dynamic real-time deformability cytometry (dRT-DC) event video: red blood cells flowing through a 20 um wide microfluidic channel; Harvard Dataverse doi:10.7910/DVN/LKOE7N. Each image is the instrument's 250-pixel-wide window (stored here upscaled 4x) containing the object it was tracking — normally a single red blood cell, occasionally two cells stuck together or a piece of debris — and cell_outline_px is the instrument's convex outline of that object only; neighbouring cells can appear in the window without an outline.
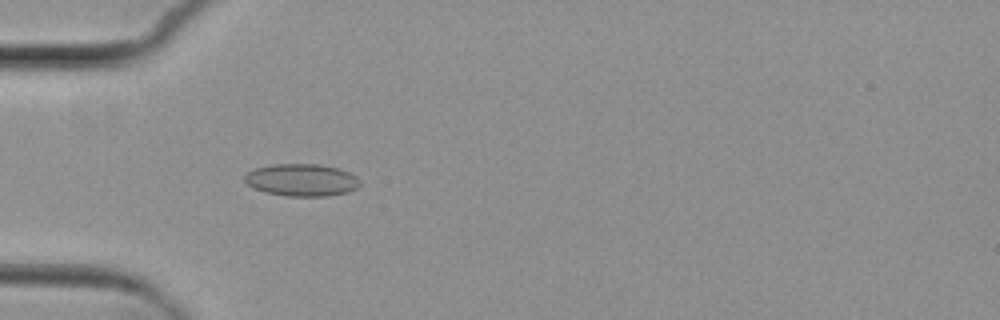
{"species": "common noctule bat (a hibernating species)", "species_latin": "Nyctalus noctula", "temperature_condition": "cold", "stored_images_in_passage": 4, "camera_frame_rate_fps": 3000, "um_per_image_px": 0.085, "animal": {"sex": "female", "body_mass_g": 29.2, "forearm_length_mm": 56.3}, "frame": {"image": 1, "passage_image": 4, "time_ms": 3.667, "image_size_px": [1000, 320], "cell_outline_px": [[360, 184], [356, 188], [348, 192], [328, 196], [288, 196], [264, 192], [252, 188], [244, 180], [244, 176], [248, 172], [256, 168], [272, 164], [320, 164], [340, 168], [356, 176], [360, 180]], "centroid_in_image_um": [25.65, 15.3], "position_along_channel_um": 59.4, "area_um2": 21.85}}